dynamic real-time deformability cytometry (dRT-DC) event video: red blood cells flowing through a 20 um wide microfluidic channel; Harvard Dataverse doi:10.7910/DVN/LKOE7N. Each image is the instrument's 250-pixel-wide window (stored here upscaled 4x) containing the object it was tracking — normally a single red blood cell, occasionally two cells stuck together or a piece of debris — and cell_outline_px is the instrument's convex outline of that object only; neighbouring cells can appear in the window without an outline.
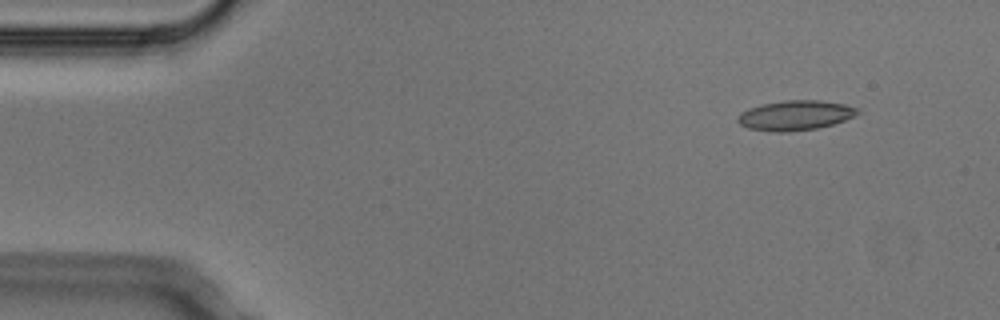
{"species": "Egyptian fruit bat (a non-hibernating species)", "species_latin": "Rousettus aegyptiacus", "temperature_condition": "cold", "stored_images_in_passage": 5, "segment_of_instrument_passage": [1, 2], "camera_frame_rate_fps": 3000, "um_per_image_px": 0.085, "animal": {"sex": "male"}, "frame": {"image": 1, "passage_image": 2, "time_ms": 0.333, "image_size_px": [1000, 320], "cell_outline_px": [[860, 112], [844, 120], [832, 124], [816, 128], [788, 132], [772, 132], [748, 128], [740, 124], [736, 120], [740, 112], [748, 108], [760, 104], [784, 100], [820, 100], [844, 104], [860, 108]], "centroid_in_image_um": [67.56, 9.8], "position_along_channel_um": 17.4, "area_um2": 20.92}}